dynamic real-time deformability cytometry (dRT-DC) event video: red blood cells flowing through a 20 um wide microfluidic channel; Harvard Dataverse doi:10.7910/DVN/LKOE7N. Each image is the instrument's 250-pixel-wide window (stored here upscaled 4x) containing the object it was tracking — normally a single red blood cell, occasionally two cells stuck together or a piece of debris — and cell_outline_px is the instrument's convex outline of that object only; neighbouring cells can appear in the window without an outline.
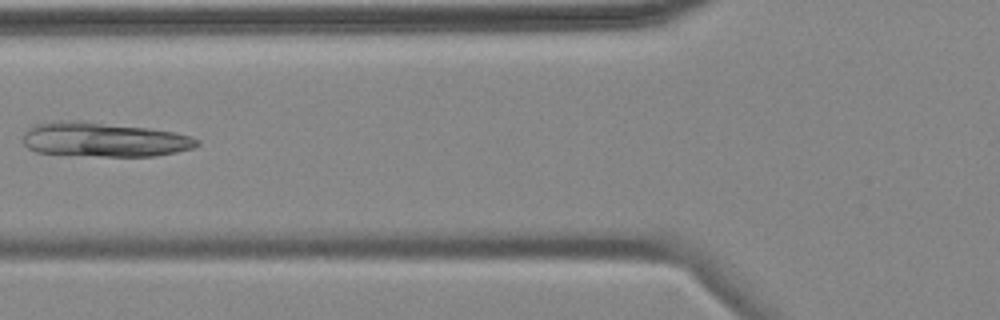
{"species": "common noctule bat (a hibernating species)", "species_latin": "Nyctalus noctula", "temperature_condition": "cold", "stored_images_in_passage": 4, "camera_frame_rate_fps": 3000, "um_per_image_px": 0.085, "animal": {"sex": "female", "body_mass_g": 18.4}, "frame": {"image": 1, "passage_image": 2, "time_ms": 1.333, "image_size_px": [1000, 320], "cell_outline_px": [[200, 144], [192, 148], [176, 152], [156, 156], [104, 156], [36, 152], [28, 148], [24, 144], [24, 132], [28, 128], [36, 124], [56, 120], [80, 120], [148, 128], [172, 132], [192, 136], [200, 140]], "centroid_in_image_um": [8.84, 11.85], "position_along_channel_um": 117.0, "area_um2": 34.91}}
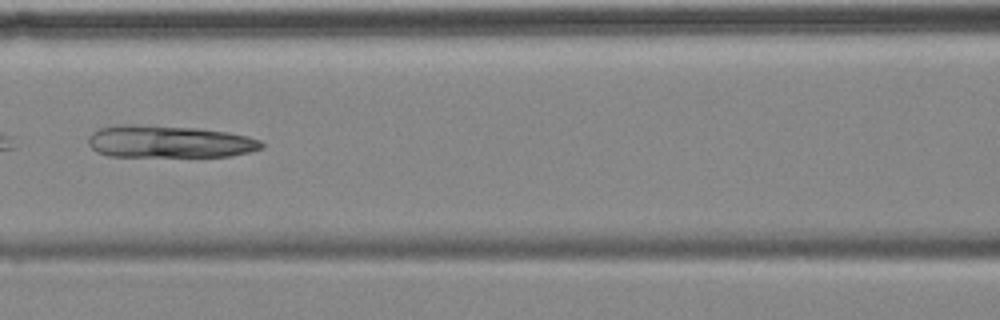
{"frame": {"image": 2, "passage_image": 3, "time_ms": 2.333, "image_size_px": [1000, 320], "cell_outline_px": [[264, 148], [248, 152], [228, 156], [108, 156], [96, 152], [88, 144], [88, 136], [92, 132], [100, 128], [112, 124], [140, 124], [200, 128], [228, 132], [248, 136], [260, 140], [264, 144]], "centroid_in_image_um": [14.34, 12.02], "position_along_channel_um": 152.3, "area_um2": 33.0}}
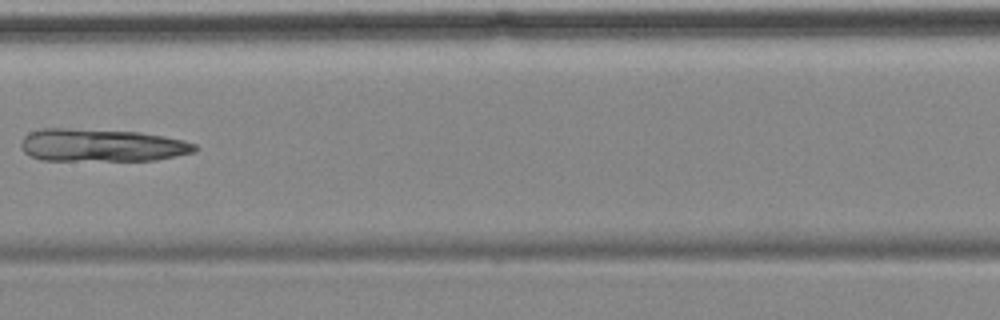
{"frame": {"image": 3, "passage_image": 4, "time_ms": 3.667, "image_size_px": [1000, 320], "cell_outline_px": [[196, 148], [192, 152], [156, 160], [40, 160], [24, 152], [20, 148], [20, 144], [24, 136], [28, 132], [40, 128], [68, 128], [140, 132], [164, 136], [184, 140], [196, 144]], "centroid_in_image_um": [8.58, 12.34], "position_along_channel_um": 198.8, "area_um2": 33.18}}